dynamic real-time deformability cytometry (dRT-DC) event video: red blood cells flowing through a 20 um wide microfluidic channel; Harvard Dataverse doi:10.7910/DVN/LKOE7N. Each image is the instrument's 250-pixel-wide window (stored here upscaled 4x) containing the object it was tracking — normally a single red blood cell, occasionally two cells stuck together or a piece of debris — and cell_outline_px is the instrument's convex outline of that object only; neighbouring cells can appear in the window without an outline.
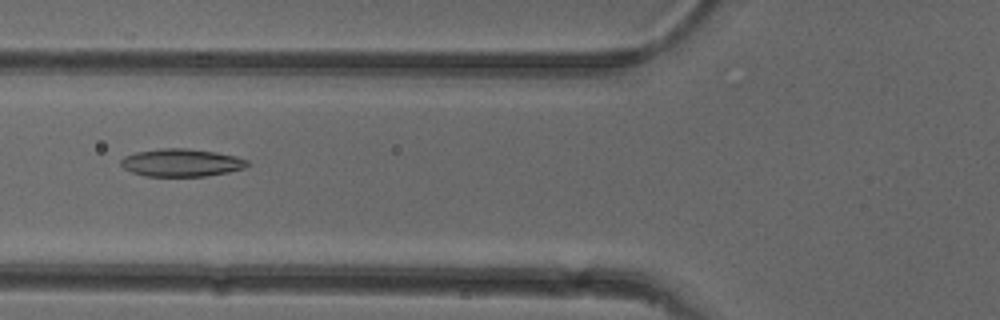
{"species": "common noctule bat (a hibernating species)", "species_latin": "Nyctalus noctula", "temperature_condition": "cold", "stored_images_in_passage": 52, "camera_frame_rate_fps": 3000, "um_per_image_px": 0.085, "animal": {"sex": "female"}, "frame": {"image": 1, "passage_image": 20, "time_ms": 6.333, "image_size_px": [1000, 320], "cell_outline_px": [[248, 164], [244, 168], [228, 172], [204, 176], [144, 176], [132, 172], [124, 168], [120, 164], [120, 160], [124, 156], [136, 152], [160, 148], [188, 148], [216, 152], [236, 156], [248, 160]], "centroid_in_image_um": [15.4, 13.82], "position_along_channel_um": 110.4, "area_um2": 20.46}}
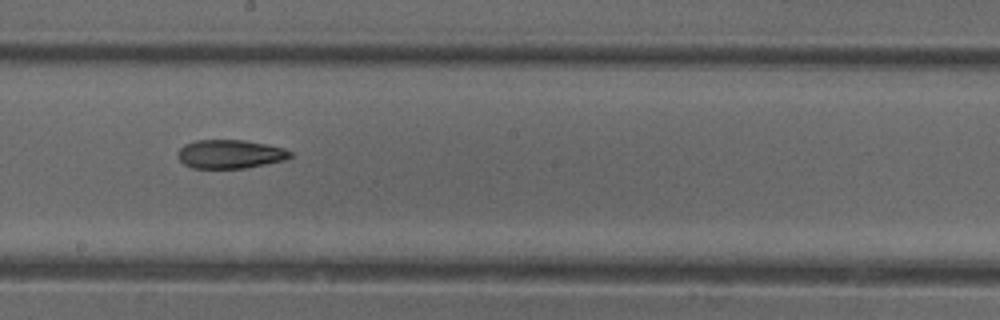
{"frame": {"image": 2, "passage_image": 29, "time_ms": 9.333, "image_size_px": [1000, 320], "cell_outline_px": [[292, 156], [284, 160], [244, 168], [192, 168], [184, 164], [180, 160], [176, 152], [184, 144], [196, 140], [244, 140], [268, 144], [284, 148], [292, 152]], "centroid_in_image_um": [19.54, 13.09], "position_along_channel_um": 228.7, "area_um2": 18.84}}
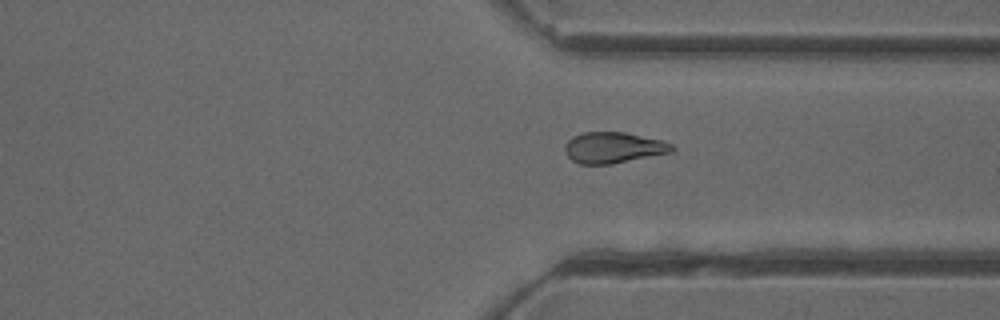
{"frame": {"image": 3, "passage_image": 39, "time_ms": 12.667, "image_size_px": [1000, 320], "cell_outline_px": [[676, 148], [672, 152], [612, 164], [580, 164], [572, 160], [568, 156], [564, 148], [564, 144], [572, 136], [584, 132], [624, 132], [660, 140], [672, 144]], "centroid_in_image_um": [52.12, 12.55], "position_along_channel_um": 359.3, "area_um2": 19.31}, "authors_computed_cell_mechanics": {"area_um2": 19.6231, "velocity_mm_per_s": 3.9291, "shape_relaxation_time_tau1_ms": 7.9553, "shape_relaxation_time_tau2_ms": 7.8718, "deformation_change_tau1": 0.1667, "deformation_change_tau2": 0.1482}}